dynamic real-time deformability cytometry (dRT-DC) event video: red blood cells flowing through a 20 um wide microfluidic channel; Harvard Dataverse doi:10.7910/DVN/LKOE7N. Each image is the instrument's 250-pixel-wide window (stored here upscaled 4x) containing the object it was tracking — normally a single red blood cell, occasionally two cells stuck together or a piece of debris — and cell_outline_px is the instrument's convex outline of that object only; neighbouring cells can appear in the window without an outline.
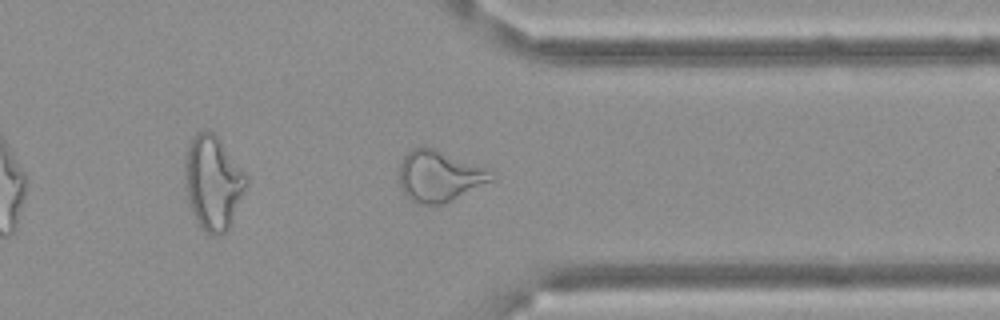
{"species": "Egyptian fruit bat (a non-hibernating species)", "species_latin": "Rousettus aegyptiacus", "temperature_condition": "cold", "stored_images_in_passage": 43, "camera_frame_rate_fps": 3000, "um_per_image_px": 0.085, "frame": {"image": 1, "passage_image": 31, "time_ms": 10.0, "image_size_px": [1000, 320], "cell_outline_px": [[496, 176], [492, 180], [444, 204], [416, 204], [404, 196], [400, 184], [400, 164], [404, 156], [412, 148], [436, 148], [484, 168]], "centroid_in_image_um": [37.29, 14.99], "position_along_channel_um": 374.1, "area_um2": 27.05}, "authors_computed_cell_mechanics": {"area_um2": 25.5476, "velocity_mm_per_s": 3.5139, "shape_relaxation_time_tau1_ms": null, "shape_relaxation_time_tau2_ms": 2.2464, "deformation_change_tau1": null, "deformation_change_tau2": 0.1181}}